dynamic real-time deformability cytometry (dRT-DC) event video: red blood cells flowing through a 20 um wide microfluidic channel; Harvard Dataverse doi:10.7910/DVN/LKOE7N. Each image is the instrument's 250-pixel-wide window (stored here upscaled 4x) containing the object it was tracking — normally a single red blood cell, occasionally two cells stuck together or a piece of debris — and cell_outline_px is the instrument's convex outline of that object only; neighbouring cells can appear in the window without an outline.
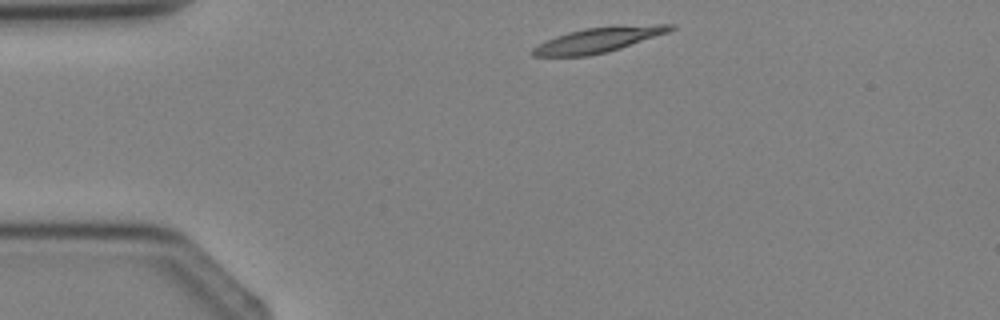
{"species": "Egyptian fruit bat (a non-hibernating species)", "species_latin": "Rousettus aegyptiacus", "temperature_condition": "cold", "stored_images_in_passage": 3, "camera_frame_rate_fps": 3000, "um_per_image_px": 0.085, "animal": {"sex": "female"}, "frame": {"image": 1, "passage_image": 1, "time_ms": 0.0, "image_size_px": [1000, 320], "cell_outline_px": [[676, 28], [668, 32], [608, 52], [588, 56], [532, 56], [528, 52], [532, 48], [556, 36], [568, 32], [584, 28], [656, 24], [676, 24]], "centroid_in_image_um": [50.84, 3.4], "position_along_channel_um": 34.2, "area_um2": 19.83}}
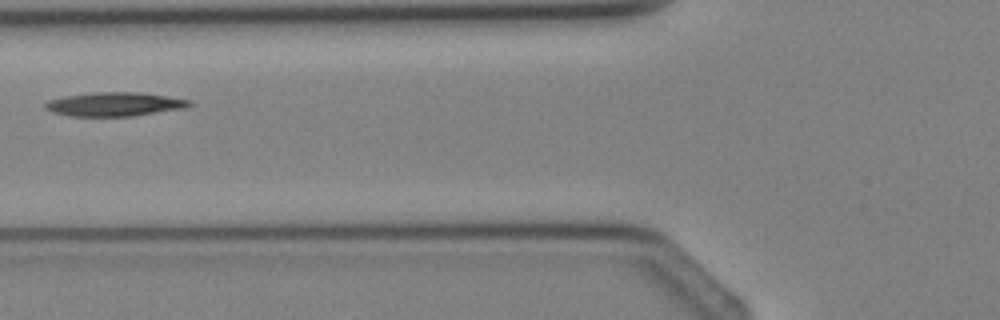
{"frame": {"image": 2, "passage_image": 3, "time_ms": 2.333, "image_size_px": [1000, 320], "cell_outline_px": [[192, 104], [184, 108], [132, 116], [72, 116], [52, 112], [44, 108], [44, 104], [48, 100], [64, 96], [92, 92], [140, 92], [192, 100]], "centroid_in_image_um": [9.71, 8.85], "position_along_channel_um": 116.1, "area_um2": 20.06}}